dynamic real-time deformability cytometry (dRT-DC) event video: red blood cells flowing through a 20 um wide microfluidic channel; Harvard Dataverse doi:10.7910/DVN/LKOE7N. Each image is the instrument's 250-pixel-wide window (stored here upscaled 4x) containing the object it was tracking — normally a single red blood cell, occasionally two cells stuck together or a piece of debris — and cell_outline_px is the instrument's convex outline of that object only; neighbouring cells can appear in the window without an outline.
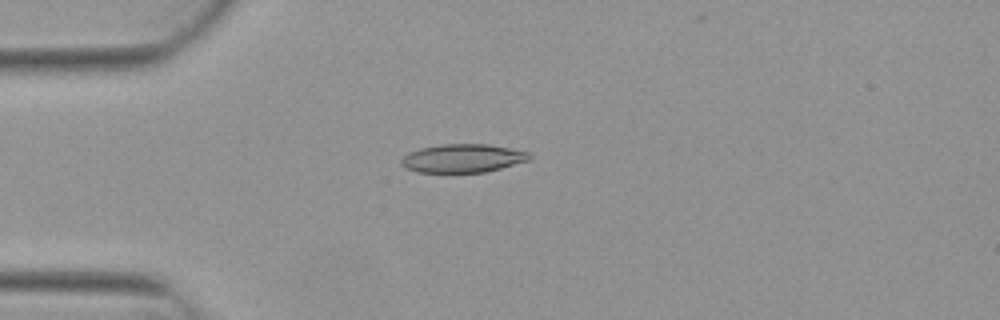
{"species": "Egyptian fruit bat (a non-hibernating species)", "species_latin": "Rousettus aegyptiacus", "temperature_condition": "warm", "stored_images_in_passage": 5, "camera_frame_rate_fps": 3000, "um_per_image_px": 0.085, "animal": {"sex": "female"}, "frame": {"image": 1, "passage_image": 4, "time_ms": 1.0, "image_size_px": [1000, 320], "cell_outline_px": [[532, 156], [528, 160], [500, 168], [484, 172], [416, 172], [404, 168], [400, 164], [400, 160], [408, 152], [420, 148], [444, 144], [488, 144], [528, 152]], "centroid_in_image_um": [39.27, 13.45], "position_along_channel_um": 45.7, "area_um2": 21.1}}
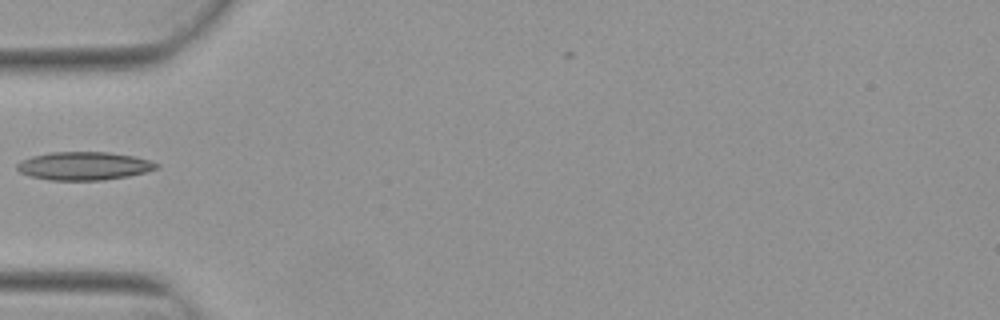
{"frame": {"image": 2, "passage_image": 5, "time_ms": 1.333, "image_size_px": [1000, 320], "cell_outline_px": [[160, 168], [128, 176], [104, 180], [48, 180], [32, 176], [20, 172], [16, 168], [16, 164], [20, 160], [32, 156], [48, 152], [108, 152], [136, 156], [160, 164]], "centroid_in_image_um": [7.14, 14.1], "position_along_channel_um": 77.9, "area_um2": 23.06}}